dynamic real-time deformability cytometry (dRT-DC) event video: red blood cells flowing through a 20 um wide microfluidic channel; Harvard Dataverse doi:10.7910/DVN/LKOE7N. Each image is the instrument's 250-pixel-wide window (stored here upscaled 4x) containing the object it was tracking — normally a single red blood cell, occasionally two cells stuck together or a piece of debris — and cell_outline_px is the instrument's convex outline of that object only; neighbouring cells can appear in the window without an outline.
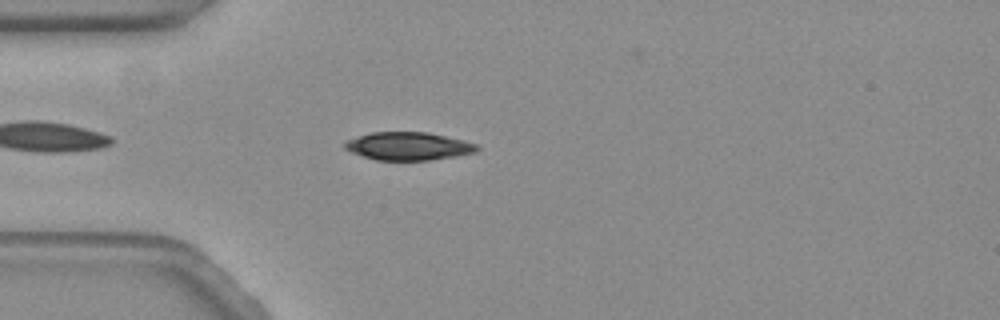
{"species": "common noctule bat (a hibernating species)", "species_latin": "Nyctalus noctula", "temperature_condition": "warm", "stored_images_in_passage": 48, "camera_frame_rate_fps": 3000, "um_per_image_px": 0.085, "animal": {"sex": "female", "body_mass_g": 19.3, "forearm_length_mm": 54.1}, "frame": {"image": 1, "passage_image": 5, "time_ms": 1.333, "image_size_px": [1000, 320], "cell_outline_px": [[480, 148], [476, 152], [456, 156], [428, 160], [376, 160], [352, 152], [344, 148], [344, 140], [372, 132], [428, 132], [476, 144]], "centroid_in_image_um": [34.67, 12.42], "position_along_channel_um": 50.3, "area_um2": 21.39}}
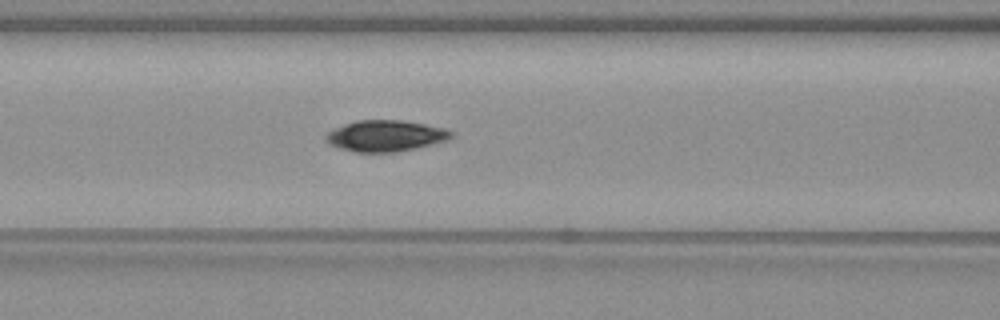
{"frame": {"image": 2, "passage_image": 13, "time_ms": 4.0, "image_size_px": [1000, 320], "cell_outline_px": [[452, 136], [448, 140], [432, 144], [396, 152], [356, 152], [340, 148], [332, 144], [324, 136], [328, 132], [344, 124], [356, 120], [400, 120], [448, 128], [452, 132]], "centroid_in_image_um": [32.8, 11.54], "position_along_channel_um": 133.8, "area_um2": 22.54}}
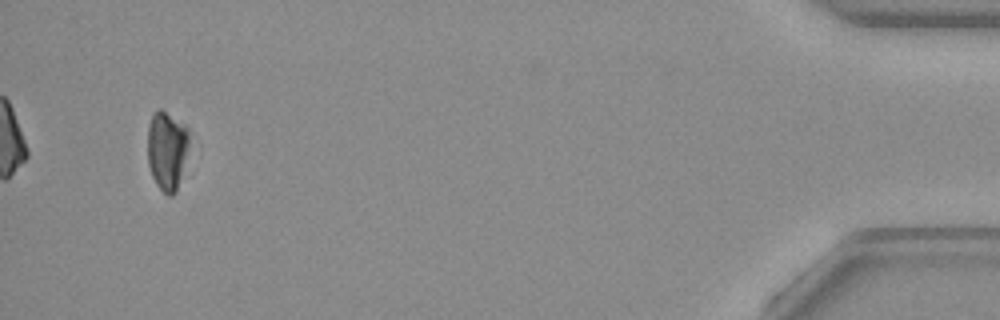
{"frame": {"image": 3, "passage_image": 45, "time_ms": 14.667, "image_size_px": [1000, 320], "cell_outline_px": [[188, 148], [176, 192], [172, 196], [168, 196], [156, 184], [152, 176], [148, 164], [148, 124], [152, 116], [160, 108], [184, 124], [188, 128]], "centroid_in_image_um": [14.18, 12.78], "position_along_channel_um": 421.0, "area_um2": 18.9}, "authors_computed_cell_mechanics": {"area_um2": 21.6461, "velocity_mm_per_s": 3.4839, "shape_relaxation_time_tau1_ms": 9.6535, "shape_relaxation_time_tau2_ms": null, "deformation_change_tau1": 0.2526, "deformation_change_tau2": null}}